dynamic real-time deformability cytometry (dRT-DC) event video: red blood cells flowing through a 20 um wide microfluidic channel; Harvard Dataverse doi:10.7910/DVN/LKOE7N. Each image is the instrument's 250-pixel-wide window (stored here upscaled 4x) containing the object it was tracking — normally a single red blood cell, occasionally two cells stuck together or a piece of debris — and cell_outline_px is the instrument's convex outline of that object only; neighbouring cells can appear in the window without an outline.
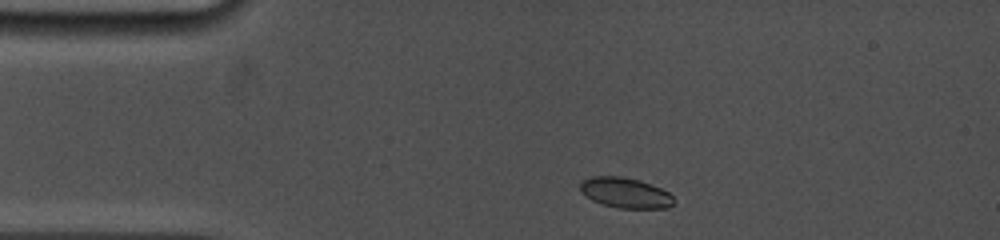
{"species": "common noctule bat (a hibernating species)", "species_latin": "Nyctalus noctula", "temperature_condition": "cold", "stored_images_in_passage": 9, "camera_frame_rate_fps": 5000, "um_per_image_px": 0.085, "animal": {"sex": "female", "body_mass_g": 19.0, "forearm_length_mm": 53.3}, "frame": {"image": 1, "passage_image": 1, "time_ms": 0.0, "image_size_px": [1000, 240], "cell_outline_px": [[676, 200], [668, 208], [616, 208], [592, 200], [580, 192], [580, 184], [584, 180], [592, 176], [624, 176], [640, 180], [660, 188], [668, 192]], "centroid_in_image_um": [53.16, 16.38], "position_along_channel_um": 31.8, "area_um2": 16.59}}
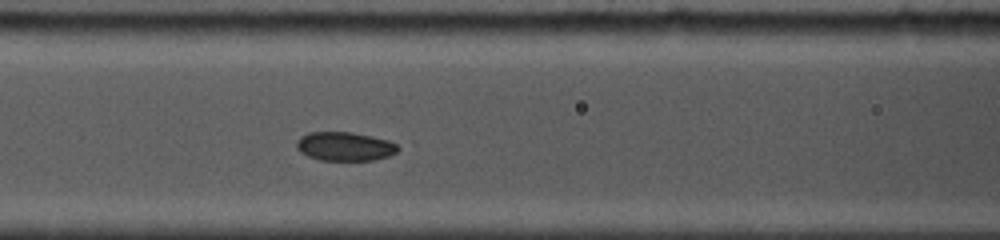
{"frame": {"image": 2, "passage_image": 6, "time_ms": 3.8, "image_size_px": [1000, 240], "cell_outline_px": [[400, 148], [396, 152], [388, 156], [372, 160], [320, 160], [308, 156], [300, 152], [296, 148], [296, 140], [300, 136], [308, 132], [352, 132], [372, 136], [388, 140], [396, 144]], "centroid_in_image_um": [29.27, 12.43], "position_along_channel_um": 137.3, "area_um2": 17.11}}
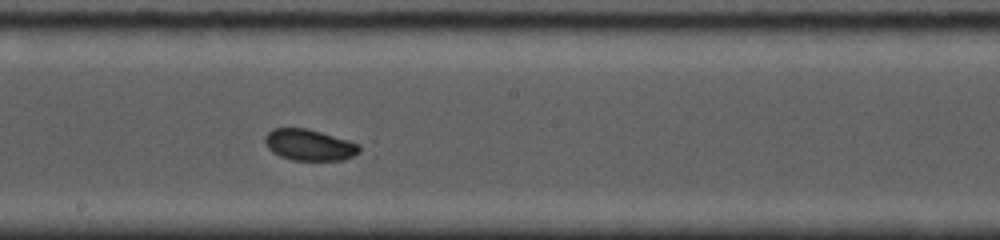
{"frame": {"image": 3, "passage_image": 9, "time_ms": 6.0, "image_size_px": [1000, 240], "cell_outline_px": [[360, 152], [344, 160], [292, 160], [280, 156], [272, 152], [264, 144], [264, 136], [272, 128], [308, 128], [348, 140], [360, 144]], "centroid_in_image_um": [26.27, 12.31], "position_along_channel_um": 221.9, "area_um2": 17.34}}